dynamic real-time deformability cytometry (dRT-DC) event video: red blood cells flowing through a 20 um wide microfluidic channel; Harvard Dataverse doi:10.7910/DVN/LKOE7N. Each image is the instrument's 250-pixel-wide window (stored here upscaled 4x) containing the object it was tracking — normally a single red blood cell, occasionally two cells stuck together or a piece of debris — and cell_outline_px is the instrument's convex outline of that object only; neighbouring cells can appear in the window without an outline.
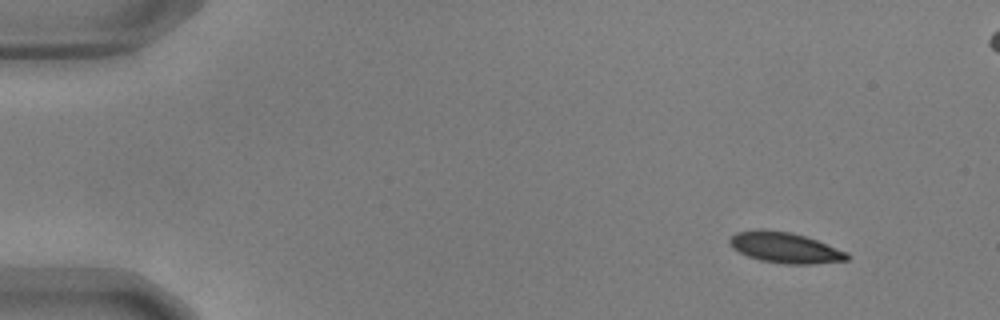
{"species": "common noctule bat (a hibernating species)", "species_latin": "Nyctalus noctula", "temperature_condition": "warm", "stored_images_in_passage": 52, "segment_of_instrument_passage": [1, 2], "camera_frame_rate_fps": 3000, "um_per_image_px": 0.085, "animal": {"sex": "male", "body_mass_g": 17.9, "forearm_length_mm": 54.2}, "frame": {"image": 1, "passage_image": 1, "time_ms": 0.0, "image_size_px": [1000, 320], "cell_outline_px": [[848, 260], [812, 264], [784, 264], [760, 260], [748, 256], [732, 248], [728, 244], [728, 240], [736, 232], [760, 228], [764, 228], [792, 232], [816, 240], [848, 252]], "centroid_in_image_um": [66.68, 21.03], "position_along_channel_um": 18.3, "area_um2": 21.15}}
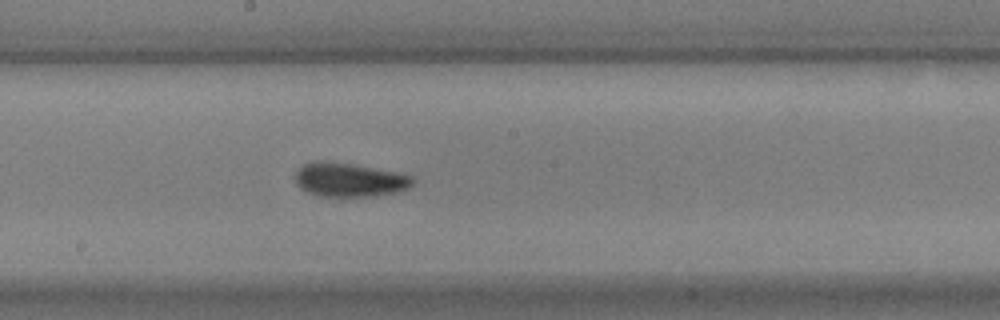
{"frame": {"image": 2, "passage_image": 26, "time_ms": 8.333, "image_size_px": [1000, 320], "cell_outline_px": [[416, 180], [408, 188], [396, 192], [372, 196], [316, 196], [300, 188], [296, 184], [296, 172], [304, 164], [348, 164], [396, 172], [412, 176]], "centroid_in_image_um": [29.75, 15.34], "position_along_channel_um": 218.5, "area_um2": 22.25}}
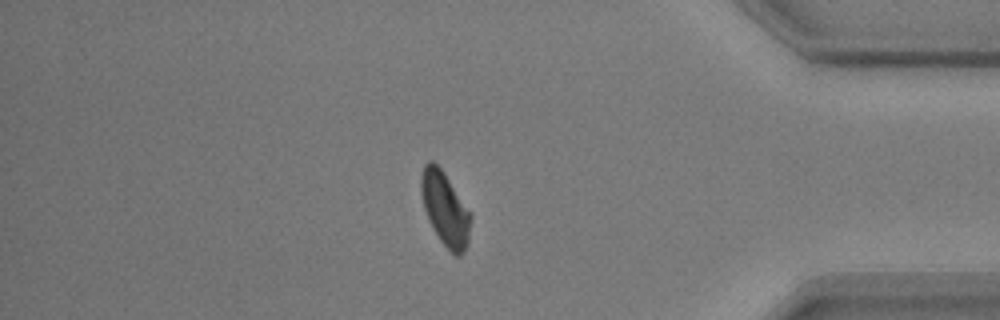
{"frame": {"image": 3, "passage_image": 43, "time_ms": 14.0, "image_size_px": [1000, 320], "cell_outline_px": [[472, 220], [468, 244], [464, 252], [460, 256], [456, 256], [440, 240], [432, 228], [428, 220], [424, 208], [420, 192], [420, 176], [424, 164], [428, 160], [432, 160], [444, 172], [472, 212]], "centroid_in_image_um": [37.85, 17.74], "position_along_channel_um": 397.4, "area_um2": 21.79}}